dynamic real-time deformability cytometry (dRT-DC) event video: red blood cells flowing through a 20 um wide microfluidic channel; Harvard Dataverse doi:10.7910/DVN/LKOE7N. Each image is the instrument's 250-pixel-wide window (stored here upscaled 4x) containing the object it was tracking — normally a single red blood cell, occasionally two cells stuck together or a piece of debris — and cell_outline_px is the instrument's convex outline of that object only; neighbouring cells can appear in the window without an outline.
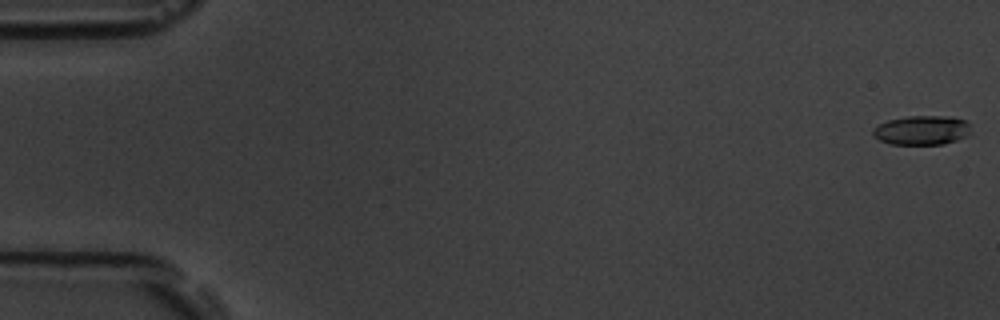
{"species": "common noctule bat (a hibernating species)", "species_latin": "Nyctalus noctula", "temperature_condition": "room temperature", "stored_images_in_passage": 55, "camera_frame_rate_fps": 3000, "um_per_image_px": 0.085, "animal": {"sex": "male", "body_mass_g": 19.5, "forearm_length_mm": 54.6}, "frame": {"image": 1, "passage_image": 1, "time_ms": 0.0, "image_size_px": [1000, 320], "cell_outline_px": [[972, 132], [968, 136], [944, 144], [892, 144], [880, 140], [872, 136], [872, 128], [888, 120], [908, 116], [952, 116], [968, 120]], "centroid_in_image_um": [78.41, 11.06], "position_along_channel_um": 6.6, "area_um2": 16.99}}
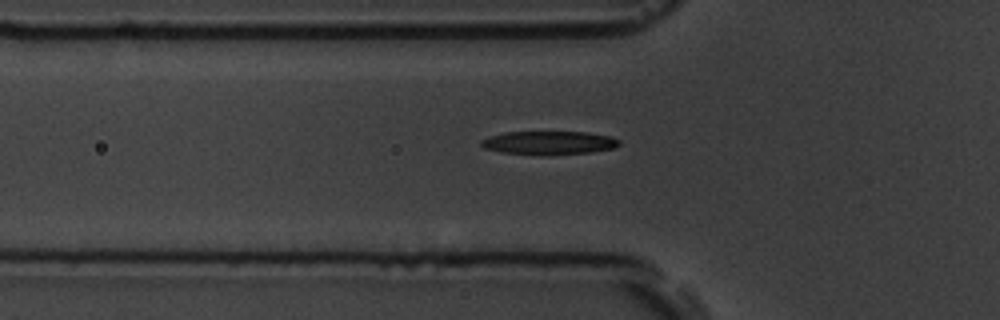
{"frame": {"image": 2, "passage_image": 19, "time_ms": 6.0, "image_size_px": [1000, 320], "cell_outline_px": [[620, 144], [612, 148], [592, 152], [544, 156], [500, 152], [484, 148], [480, 144], [480, 140], [488, 136], [504, 132], [588, 132], [612, 136], [620, 140]], "centroid_in_image_um": [46.64, 12.14], "position_along_channel_um": 79.2, "area_um2": 19.25}}
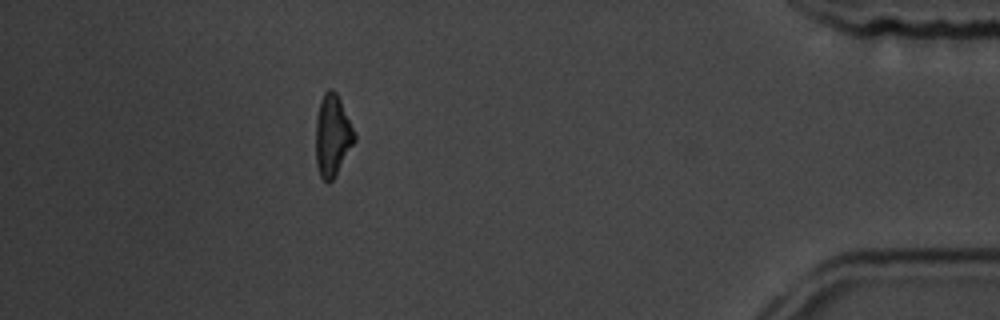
{"frame": {"image": 3, "passage_image": 49, "time_ms": 16.0, "image_size_px": [1000, 320], "cell_outline_px": [[356, 140], [336, 176], [328, 184], [320, 176], [316, 164], [316, 116], [320, 100], [324, 92], [328, 88], [332, 88], [336, 92], [340, 100], [356, 136]], "centroid_in_image_um": [28.25, 11.53], "position_along_channel_um": 407.0, "area_um2": 18.5}, "authors_computed_cell_mechanics": {"area_um2": 18.6694, "velocity_mm_per_s": 3.7843, "shape_relaxation_time_tau1_ms": 3.5184, "shape_relaxation_time_tau2_ms": 2.7551, "deformation_change_tau1": 0.1604, "deformation_change_tau2": 0.1077}}